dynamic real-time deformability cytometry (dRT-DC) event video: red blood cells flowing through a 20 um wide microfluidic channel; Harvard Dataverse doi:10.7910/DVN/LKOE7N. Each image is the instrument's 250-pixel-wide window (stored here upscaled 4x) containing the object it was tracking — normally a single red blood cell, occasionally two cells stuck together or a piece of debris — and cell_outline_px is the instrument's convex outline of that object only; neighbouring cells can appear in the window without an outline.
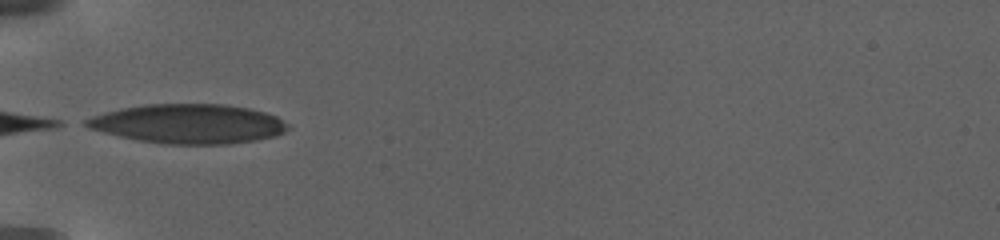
{"species": "human", "species_latin": "Homo sapiens", "temperature_condition": "warm", "stored_images_in_passage": 23, "camera_frame_rate_fps": 3000, "um_per_image_px": 0.085, "donor": {"sex": "female"}, "frame": {"image": 1, "passage_image": 1, "time_ms": 0.0, "image_size_px": [1000, 240], "cell_outline_px": [[292, 128], [276, 136], [256, 140], [228, 144], [164, 144], [136, 140], [88, 128], [80, 124], [84, 120], [92, 116], [120, 108], [144, 104], [224, 104], [248, 108], [264, 112], [276, 116], [288, 124]], "centroid_in_image_um": [16.01, 10.52], "position_along_channel_um": 69.0, "area_um2": 46.47}}
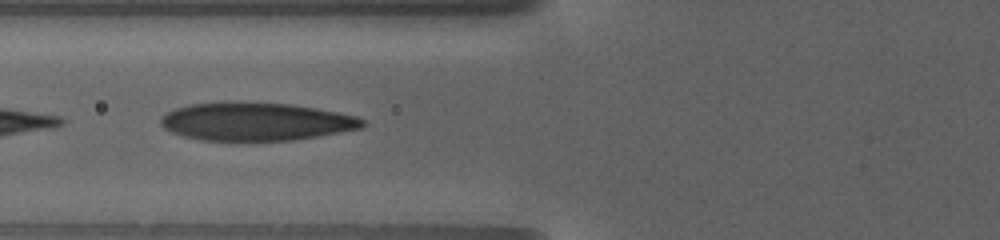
{"frame": {"image": 2, "passage_image": 10, "time_ms": 1.333, "image_size_px": [1000, 240], "cell_outline_px": [[364, 128], [296, 140], [200, 140], [184, 136], [172, 132], [164, 128], [160, 124], [160, 116], [176, 108], [188, 104], [292, 104], [316, 108], [356, 116], [364, 120]], "centroid_in_image_um": [21.79, 10.36], "position_along_channel_um": 104.0, "area_um2": 43.81}}